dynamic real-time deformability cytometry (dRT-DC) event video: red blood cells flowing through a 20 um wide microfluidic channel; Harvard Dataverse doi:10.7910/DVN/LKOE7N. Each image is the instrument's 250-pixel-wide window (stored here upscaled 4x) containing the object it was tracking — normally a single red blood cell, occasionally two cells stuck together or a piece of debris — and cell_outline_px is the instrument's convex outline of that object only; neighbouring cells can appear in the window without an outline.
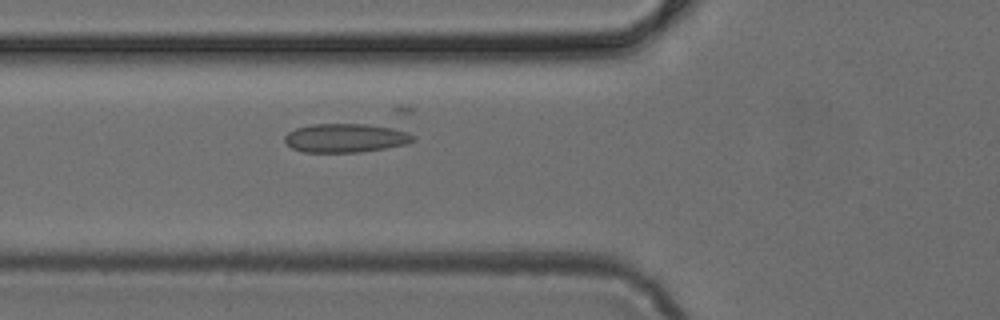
{"species": "common noctule bat (a hibernating species)", "species_latin": "Nyctalus noctula", "temperature_condition": "cold", "stored_images_in_passage": 33, "camera_frame_rate_fps": 3000, "um_per_image_px": 0.085, "animal": {"sex": "female", "body_mass_g": 24.6, "forearm_length_mm": 56.2}, "frame": {"image": 1, "passage_image": 11, "time_ms": 3.333, "image_size_px": [1000, 320], "cell_outline_px": [[412, 140], [404, 144], [384, 148], [360, 152], [304, 152], [292, 148], [284, 140], [284, 136], [288, 132], [296, 128], [312, 124], [396, 104], [408, 104], [412, 108]], "centroid_in_image_um": [30.26, 11.19], "position_along_channel_um": 95.5, "area_um2": 30.92}}
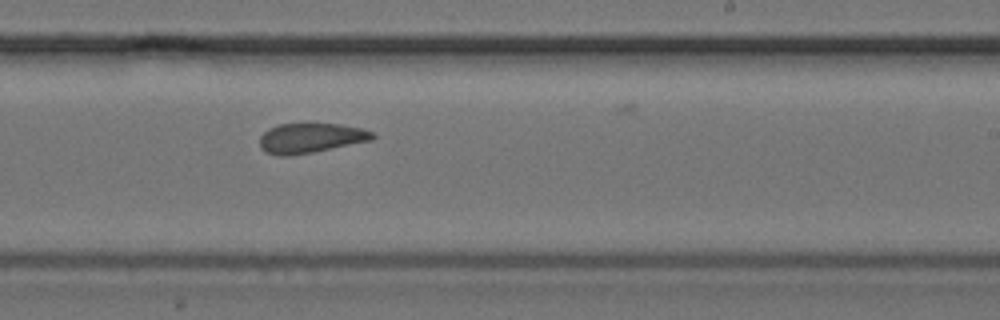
{"frame": {"image": 2, "passage_image": 23, "time_ms": 7.333, "image_size_px": [1000, 320], "cell_outline_px": [[376, 136], [372, 140], [292, 156], [276, 156], [264, 152], [260, 148], [260, 136], [268, 128], [280, 124], [340, 124], [360, 128], [372, 132]], "centroid_in_image_um": [26.35, 11.75], "position_along_channel_um": 262.6, "area_um2": 19.59}}
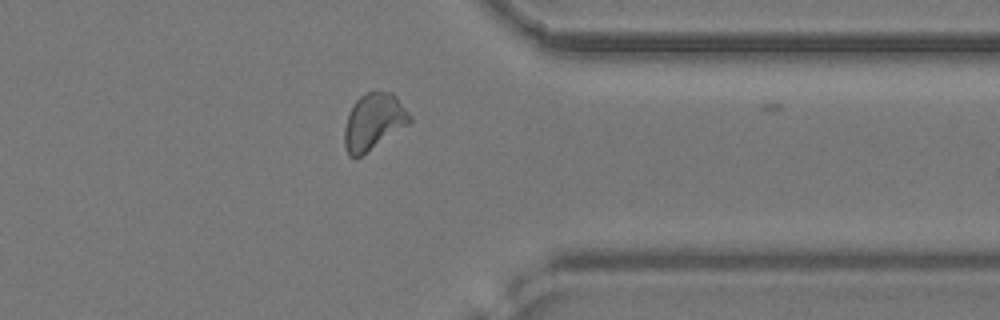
{"frame": {"image": 3, "passage_image": 32, "time_ms": 10.333, "image_size_px": [1000, 320], "cell_outline_px": [[412, 120], [408, 124], [360, 156], [348, 156], [344, 144], [344, 128], [348, 112], [356, 100], [360, 96], [368, 92], [392, 92], [396, 96], [412, 116]], "centroid_in_image_um": [31.74, 10.32], "position_along_channel_um": 379.7, "area_um2": 21.15}}